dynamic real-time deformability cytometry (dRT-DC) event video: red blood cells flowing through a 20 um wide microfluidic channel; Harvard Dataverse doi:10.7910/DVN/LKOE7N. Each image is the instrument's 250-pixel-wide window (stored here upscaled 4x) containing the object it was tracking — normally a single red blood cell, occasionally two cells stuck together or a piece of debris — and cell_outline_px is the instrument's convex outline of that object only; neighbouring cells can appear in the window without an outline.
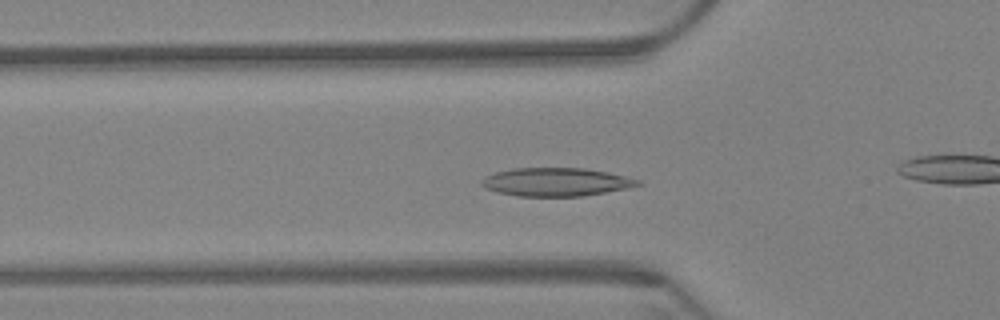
{"species": "Egyptian fruit bat (a non-hibernating species)", "species_latin": "Rousettus aegyptiacus", "temperature_condition": "warm", "stored_images_in_passage": 63, "camera_frame_rate_fps": 3000, "um_per_image_px": 0.085, "animal": {"sex": "female"}, "frame": {"image": 1, "passage_image": 21, "time_ms": 6.667, "image_size_px": [1000, 320], "cell_outline_px": [[644, 184], [604, 192], [580, 196], [516, 196], [496, 192], [484, 188], [480, 184], [480, 180], [484, 176], [496, 172], [512, 168], [584, 168], [608, 172], [640, 180]], "centroid_in_image_um": [47.19, 15.46], "position_along_channel_um": 78.6, "area_um2": 25.78}}
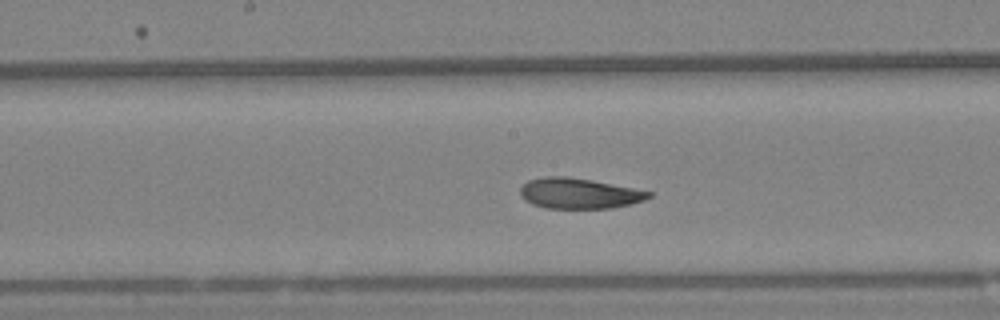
{"frame": {"image": 2, "passage_image": 32, "time_ms": 10.333, "image_size_px": [1000, 320], "cell_outline_px": [[652, 196], [644, 200], [612, 208], [544, 208], [532, 204], [524, 200], [520, 196], [520, 188], [528, 180], [544, 176], [568, 176], [592, 180], [652, 192]], "centroid_in_image_um": [49.17, 16.43], "position_along_channel_um": 199.0, "area_um2": 22.83}}
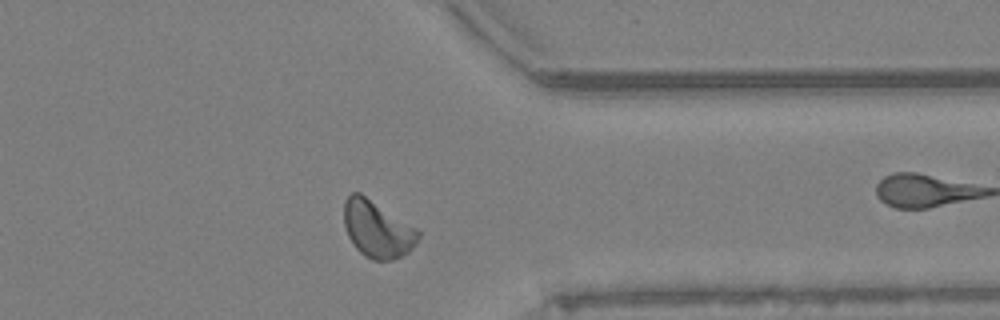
{"frame": {"image": 3, "passage_image": 49, "time_ms": 16.0, "image_size_px": [1000, 320], "cell_outline_px": [[420, 236], [412, 248], [408, 252], [392, 260], [372, 260], [364, 256], [352, 244], [348, 236], [344, 224], [344, 200], [352, 192], [360, 192], [416, 228], [420, 232]], "centroid_in_image_um": [32.04, 19.48], "position_along_channel_um": 379.4, "area_um2": 24.51}, "authors_computed_cell_mechanics": {"area_um2": 23.6402, "velocity_mm_per_s": 3.2935, "shape_relaxation_time_tau1_ms": 5.4842, "shape_relaxation_time_tau2_ms": 3.8048, "deformation_change_tau1": 0.1256, "deformation_change_tau2": 0.0854}}